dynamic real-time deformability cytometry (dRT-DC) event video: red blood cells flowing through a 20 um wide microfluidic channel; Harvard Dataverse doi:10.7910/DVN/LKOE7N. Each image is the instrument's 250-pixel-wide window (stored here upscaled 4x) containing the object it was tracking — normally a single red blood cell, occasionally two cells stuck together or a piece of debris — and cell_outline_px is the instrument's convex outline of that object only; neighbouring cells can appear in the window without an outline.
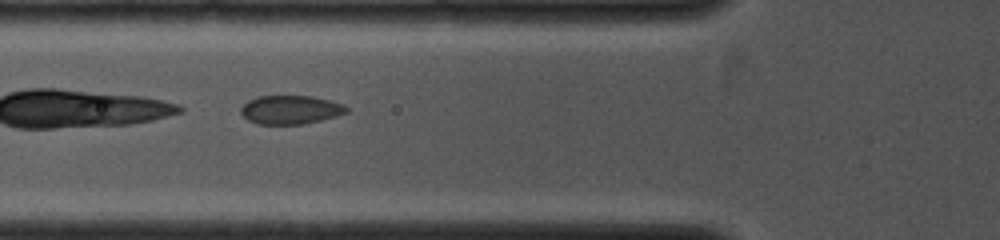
{"species": "common noctule bat (a hibernating species)", "species_latin": "Nyctalus noctula", "temperature_condition": "cold", "stored_images_in_passage": 5, "camera_frame_rate_fps": 4000, "um_per_image_px": 0.085, "animal": {"sex": "female", "body_mass_g": 19.0, "forearm_length_mm": 53.3}, "frame": {"image": 1, "passage_image": 4, "time_ms": 0.5, "image_size_px": [1000, 240], "cell_outline_px": [[348, 112], [336, 116], [304, 124], [256, 124], [248, 120], [240, 112], [240, 108], [248, 100], [256, 96], [312, 96], [344, 104], [348, 108]], "centroid_in_image_um": [24.68, 9.33], "position_along_channel_um": 101.1, "area_um2": 17.69}}